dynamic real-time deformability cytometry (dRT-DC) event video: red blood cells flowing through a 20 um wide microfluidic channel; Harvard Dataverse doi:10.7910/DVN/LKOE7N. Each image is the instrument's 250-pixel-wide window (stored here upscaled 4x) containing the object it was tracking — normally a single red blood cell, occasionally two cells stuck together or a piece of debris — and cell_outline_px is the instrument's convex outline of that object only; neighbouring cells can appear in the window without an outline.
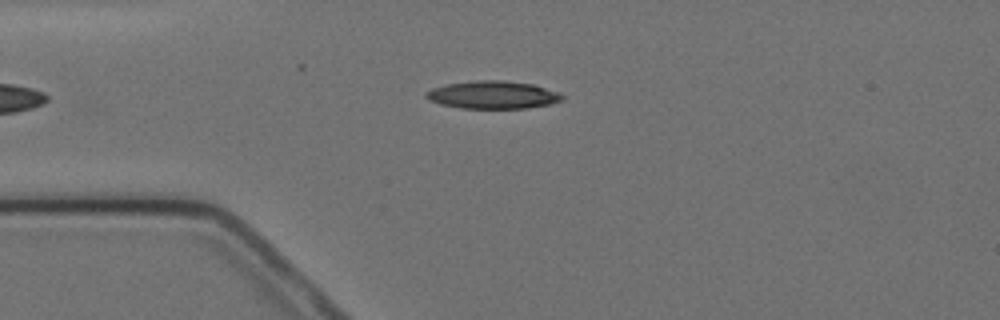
{"species": "Egyptian fruit bat (a non-hibernating species)", "species_latin": "Rousettus aegyptiacus", "temperature_condition": "cold", "stored_images_in_passage": 13, "camera_frame_rate_fps": 3000, "um_per_image_px": 0.085, "animal": {"sex": "female"}, "frame": {"image": 1, "passage_image": 2, "time_ms": 1.0, "image_size_px": [1000, 320], "cell_outline_px": [[564, 100], [552, 104], [528, 108], [460, 108], [440, 104], [428, 100], [424, 96], [424, 92], [432, 88], [448, 84], [476, 80], [504, 80], [532, 84], [560, 92], [564, 96]], "centroid_in_image_um": [41.91, 8.06], "position_along_channel_um": 43.1, "area_um2": 22.25}}
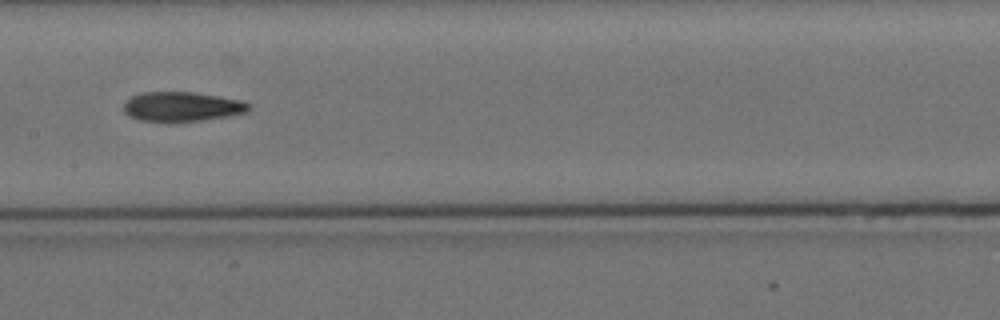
{"frame": {"image": 2, "passage_image": 6, "time_ms": 5.667, "image_size_px": [1000, 320], "cell_outline_px": [[252, 108], [248, 112], [228, 116], [200, 120], [140, 120], [128, 116], [124, 112], [124, 104], [132, 96], [140, 92], [192, 92], [220, 96], [244, 100], [252, 104]], "centroid_in_image_um": [15.54, 9.04], "position_along_channel_um": 191.9, "area_um2": 21.39}}
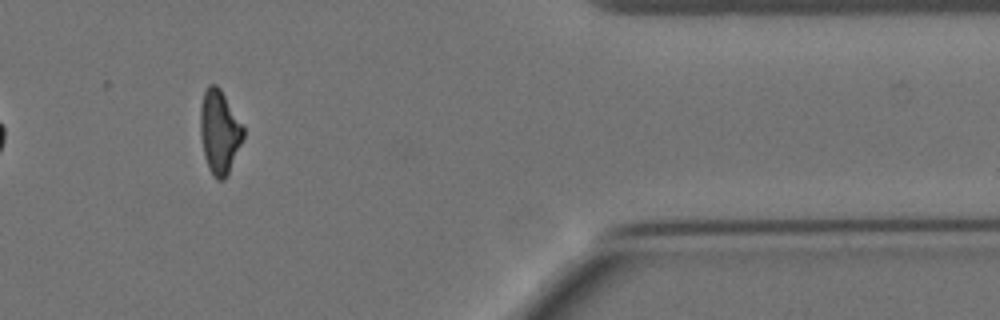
{"frame": {"image": 3, "passage_image": 11, "time_ms": 12.333, "image_size_px": [1000, 320], "cell_outline_px": [[244, 136], [228, 176], [224, 180], [216, 180], [208, 168], [204, 156], [200, 136], [200, 108], [204, 92], [208, 84], [216, 84], [220, 88], [244, 128]], "centroid_in_image_um": [18.64, 11.24], "position_along_channel_um": 392.8, "area_um2": 21.04}, "authors_computed_cell_mechanics": {"area_um2": 21.5594, "velocity_mm_per_s": 3.5097, "shape_relaxation_time_tau1_ms": 10.9469, "shape_relaxation_time_tau2_ms": 7.3125, "deformation_change_tau1": 0.2441, "deformation_change_tau2": 0.1726}}